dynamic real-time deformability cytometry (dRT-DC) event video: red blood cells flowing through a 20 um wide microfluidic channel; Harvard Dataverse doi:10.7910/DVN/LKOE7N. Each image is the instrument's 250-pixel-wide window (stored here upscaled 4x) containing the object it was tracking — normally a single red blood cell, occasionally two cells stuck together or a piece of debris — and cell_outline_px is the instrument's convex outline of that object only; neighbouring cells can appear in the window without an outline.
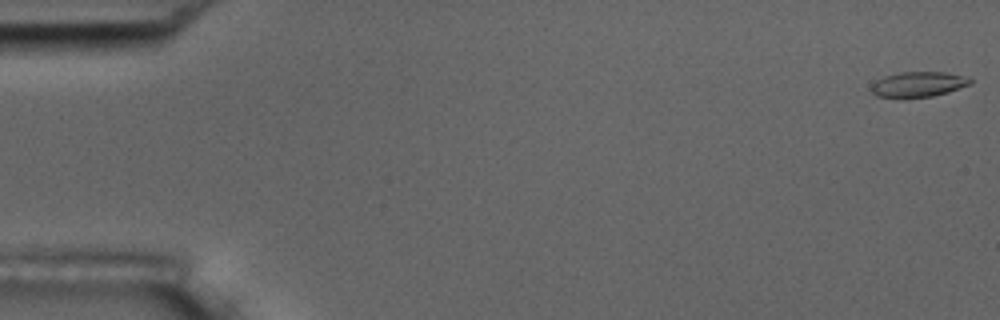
{"species": "common noctule bat (a hibernating species)", "species_latin": "Nyctalus noctula", "temperature_condition": "room temperature", "stored_images_in_passage": 5, "camera_frame_rate_fps": 3000, "um_per_image_px": 0.085, "animal": {"sex": "male", "body_mass_g": 17.5, "forearm_length_mm": 52.3}, "frame": {"image": 1, "passage_image": 1, "time_ms": 0.0, "image_size_px": [1000, 320], "cell_outline_px": [[972, 84], [948, 92], [932, 96], [904, 100], [876, 96], [872, 92], [872, 84], [876, 80], [884, 76], [900, 72], [944, 72], [960, 76], [972, 80]], "centroid_in_image_um": [77.99, 7.21], "position_along_channel_um": 7.0, "area_um2": 14.85}}
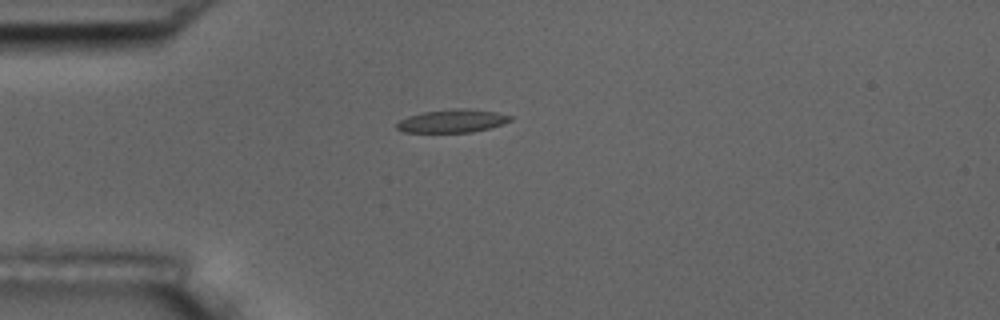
{"frame": {"image": 2, "passage_image": 5, "time_ms": 4.667, "image_size_px": [1000, 320], "cell_outline_px": [[512, 120], [488, 128], [472, 132], [404, 132], [396, 128], [396, 124], [400, 120], [408, 116], [424, 112], [456, 108], [468, 108], [496, 112], [512, 116]], "centroid_in_image_um": [38.43, 10.27], "position_along_channel_um": 46.6, "area_um2": 15.14}}